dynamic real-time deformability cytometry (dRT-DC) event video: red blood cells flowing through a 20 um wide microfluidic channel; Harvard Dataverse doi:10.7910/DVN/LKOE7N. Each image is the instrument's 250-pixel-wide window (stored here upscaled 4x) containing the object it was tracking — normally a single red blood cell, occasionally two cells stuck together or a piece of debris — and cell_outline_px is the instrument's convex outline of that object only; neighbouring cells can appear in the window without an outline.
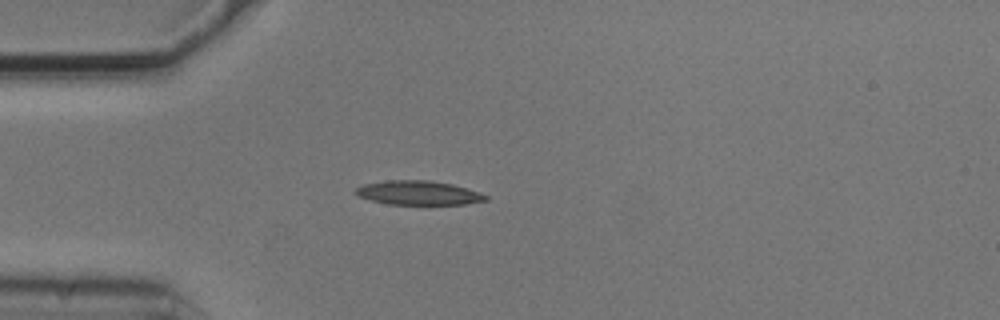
{"species": "common noctule bat (a hibernating species)", "species_latin": "Nyctalus noctula", "temperature_condition": "cold", "stored_images_in_passage": 5, "camera_frame_rate_fps": 3000, "um_per_image_px": 0.085, "animal": {"sex": "male", "body_mass_g": 20.5, "forearm_length_mm": 52.5}, "frame": {"image": 1, "passage_image": 4, "time_ms": 1.0, "image_size_px": [1000, 320], "cell_outline_px": [[488, 200], [464, 204], [388, 204], [372, 200], [360, 196], [352, 192], [356, 188], [364, 184], [388, 180], [428, 180], [452, 184], [480, 192], [488, 196]], "centroid_in_image_um": [35.57, 16.39], "position_along_channel_um": 49.4, "area_um2": 18.15}}